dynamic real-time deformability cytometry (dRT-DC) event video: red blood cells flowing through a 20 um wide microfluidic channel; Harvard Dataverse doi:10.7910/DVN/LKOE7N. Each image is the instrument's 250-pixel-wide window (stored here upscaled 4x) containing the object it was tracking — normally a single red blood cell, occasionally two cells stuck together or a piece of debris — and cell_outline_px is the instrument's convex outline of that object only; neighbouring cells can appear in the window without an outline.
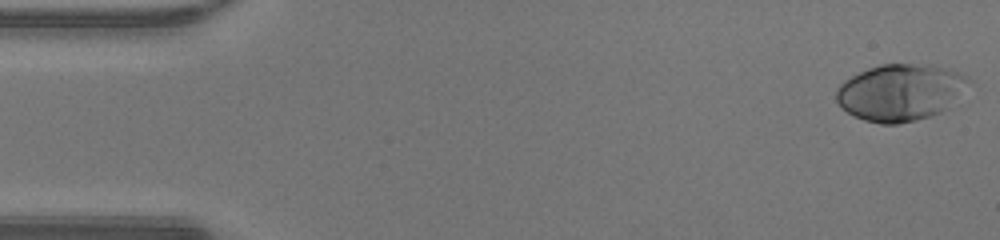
{"species": "human", "species_latin": "Homo sapiens", "temperature_condition": "warm", "stored_images_in_passage": 48, "camera_frame_rate_fps": 3000, "um_per_image_px": 0.085, "donor": {"sex": "male"}, "frame": {"image": 1, "passage_image": 1, "time_ms": 0.0, "image_size_px": [1000, 240], "cell_outline_px": [[972, 80], [948, 108], [940, 112], [916, 120], [896, 124], [880, 124], [864, 120], [848, 112], [836, 100], [836, 88], [844, 80], [868, 68], [880, 64], [928, 64], [956, 72], [968, 76]], "centroid_in_image_um": [76.52, 7.84], "position_along_channel_um": 8.5, "area_um2": 43.41}}
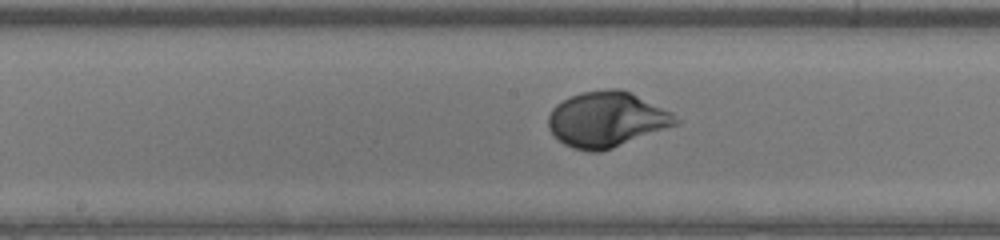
{"frame": {"image": 2, "passage_image": 24, "time_ms": 7.667, "image_size_px": [1000, 240], "cell_outline_px": [[680, 124], [612, 148], [600, 152], [588, 152], [572, 148], [564, 144], [548, 128], [548, 116], [552, 108], [556, 104], [580, 92], [608, 88], [620, 88], [672, 112], [680, 120]], "centroid_in_image_um": [51.57, 10.16], "position_along_channel_um": 196.6, "area_um2": 41.1}}
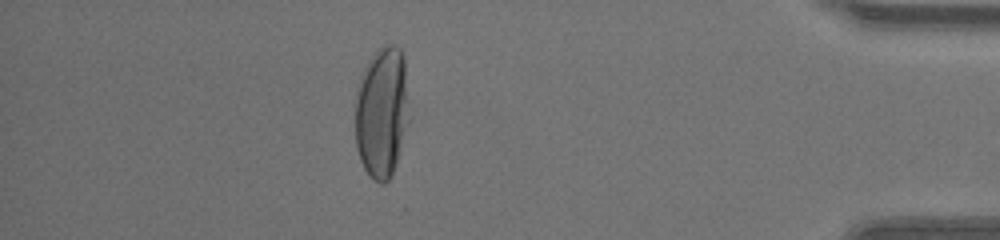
{"frame": {"image": 3, "passage_image": 42, "time_ms": 13.667, "image_size_px": [1000, 240], "cell_outline_px": [[408, 120], [400, 148], [392, 172], [388, 180], [384, 184], [380, 184], [372, 180], [368, 176], [360, 160], [356, 148], [356, 92], [360, 76], [368, 60], [384, 44], [392, 44], [400, 48], [404, 56]], "centroid_in_image_um": [32.42, 9.54], "position_along_channel_um": 402.8, "area_um2": 40.86}, "authors_computed_cell_mechanics": {"area_um2": 41.0958, "velocity_mm_per_s": 4.2665, "shape_relaxation_time_tau1_ms": 2.7763, "shape_relaxation_time_tau2_ms": null, "deformation_change_tau1": 0.2, "deformation_change_tau2": null}}